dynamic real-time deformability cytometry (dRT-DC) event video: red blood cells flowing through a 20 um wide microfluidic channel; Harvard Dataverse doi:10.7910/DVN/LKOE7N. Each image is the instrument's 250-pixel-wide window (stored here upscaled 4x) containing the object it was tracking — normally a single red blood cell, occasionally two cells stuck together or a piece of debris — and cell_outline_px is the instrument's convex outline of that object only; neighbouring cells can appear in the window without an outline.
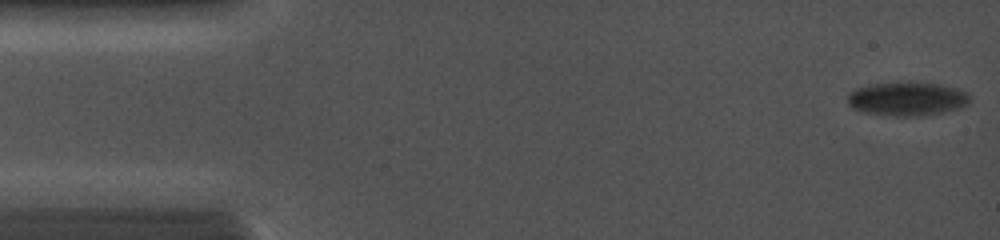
{"species": "common noctule bat (a hibernating species)", "species_latin": "Nyctalus noctula", "temperature_condition": "cold", "stored_images_in_passage": 49, "camera_frame_rate_fps": 5000, "um_per_image_px": 0.085, "animal": {"sex": "female", "body_mass_g": 19.0, "forearm_length_mm": 56.7}, "frame": {"image": 1, "passage_image": 1, "time_ms": 0.0, "image_size_px": [1000, 240], "cell_outline_px": [[968, 104], [956, 108], [940, 112], [920, 116], [892, 116], [864, 112], [852, 108], [848, 104], [848, 92], [856, 88], [872, 84], [900, 80], [908, 80], [940, 84], [956, 88], [968, 92]], "centroid_in_image_um": [77.05, 8.36], "position_along_channel_um": 7.9, "area_um2": 24.45}}
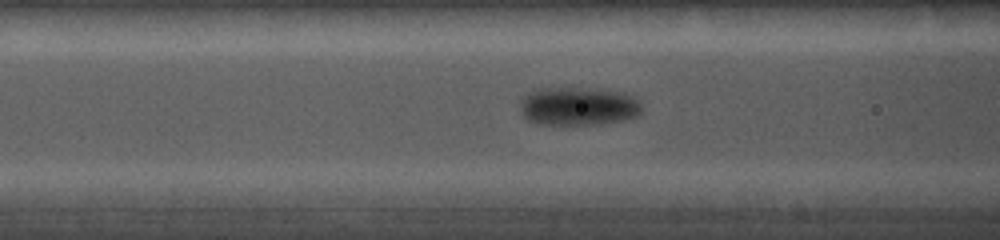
{"frame": {"image": 2, "passage_image": 25, "time_ms": 5.4, "image_size_px": [1000, 240], "cell_outline_px": [[644, 108], [640, 116], [624, 120], [604, 124], [540, 124], [528, 120], [520, 112], [520, 96], [532, 88], [600, 88], [620, 92], [632, 96]], "centroid_in_image_um": [49.13, 9.02], "position_along_channel_um": 117.5, "area_um2": 27.92}}
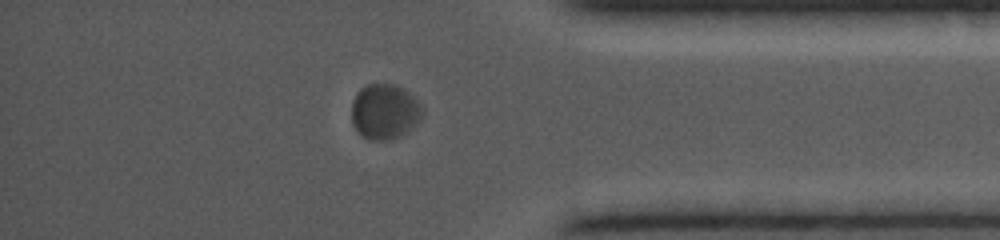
{"frame": {"image": 3, "passage_image": 43, "time_ms": 12.2, "image_size_px": [1000, 240], "cell_outline_px": [[424, 112], [420, 120], [400, 136], [388, 140], [368, 140], [360, 136], [356, 132], [352, 124], [352, 100], [356, 92], [360, 88], [368, 84], [396, 84], [404, 88], [424, 108]], "centroid_in_image_um": [32.66, 9.49], "position_along_channel_um": 402.5, "area_um2": 23.12}}